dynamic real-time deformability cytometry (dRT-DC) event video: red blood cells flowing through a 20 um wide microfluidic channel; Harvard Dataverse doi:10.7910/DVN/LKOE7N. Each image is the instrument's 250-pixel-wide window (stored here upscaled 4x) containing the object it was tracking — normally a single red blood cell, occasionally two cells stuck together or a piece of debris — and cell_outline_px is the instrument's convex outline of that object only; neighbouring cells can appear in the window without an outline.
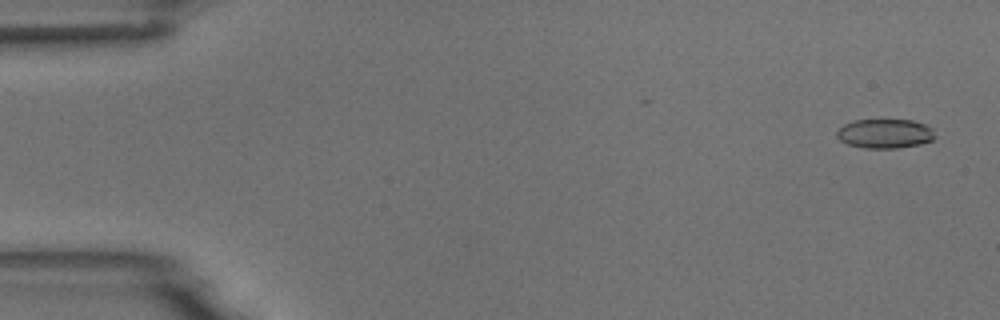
{"species": "common noctule bat (a hibernating species)", "species_latin": "Nyctalus noctula", "temperature_condition": "room temperature", "stored_images_in_passage": 7, "camera_frame_rate_fps": 3000, "um_per_image_px": 0.085, "animal": {"sex": "male", "body_mass_g": 18.8}, "frame": {"image": 1, "passage_image": 2, "time_ms": 0.333, "image_size_px": [1000, 320], "cell_outline_px": [[936, 136], [932, 140], [920, 144], [896, 148], [864, 148], [848, 144], [840, 140], [836, 136], [836, 132], [844, 124], [856, 120], [912, 120], [924, 124], [932, 128]], "centroid_in_image_um": [75.22, 11.36], "position_along_channel_um": 9.8, "area_um2": 16.7}}